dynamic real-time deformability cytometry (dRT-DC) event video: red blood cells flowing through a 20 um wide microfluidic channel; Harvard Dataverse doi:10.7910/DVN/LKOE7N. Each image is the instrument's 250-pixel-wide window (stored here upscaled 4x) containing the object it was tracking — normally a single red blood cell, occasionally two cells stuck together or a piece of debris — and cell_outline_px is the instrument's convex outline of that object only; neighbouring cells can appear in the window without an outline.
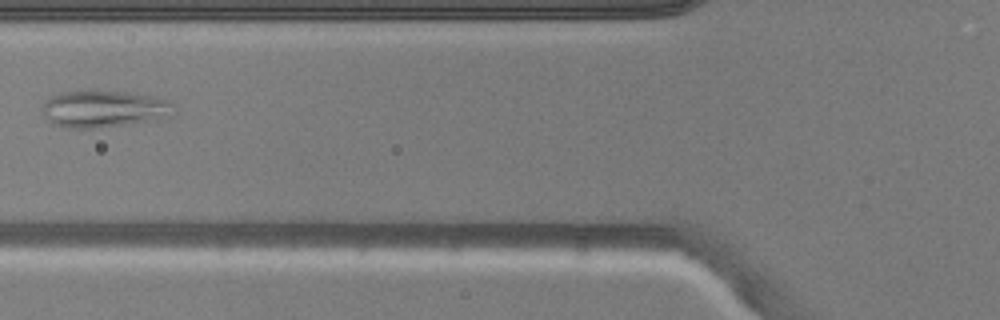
{"species": "common noctule bat (a hibernating species)", "species_latin": "Nyctalus noctula", "temperature_condition": "warm", "stored_images_in_passage": 2, "camera_frame_rate_fps": 3000, "um_per_image_px": 0.085, "animal": {"sex": "male", "body_mass_g": 20.5, "forearm_length_mm": 52.5}, "frame": {"image": 1, "passage_image": 2, "time_ms": 1.0, "image_size_px": [1000, 320], "cell_outline_px": [[176, 112], [168, 116], [156, 120], [100, 128], [68, 128], [56, 124], [48, 120], [44, 116], [40, 108], [48, 96], [60, 92], [136, 92], [156, 96], [172, 104]], "centroid_in_image_um": [8.82, 9.26], "position_along_channel_um": 117.0, "area_um2": 28.38}}